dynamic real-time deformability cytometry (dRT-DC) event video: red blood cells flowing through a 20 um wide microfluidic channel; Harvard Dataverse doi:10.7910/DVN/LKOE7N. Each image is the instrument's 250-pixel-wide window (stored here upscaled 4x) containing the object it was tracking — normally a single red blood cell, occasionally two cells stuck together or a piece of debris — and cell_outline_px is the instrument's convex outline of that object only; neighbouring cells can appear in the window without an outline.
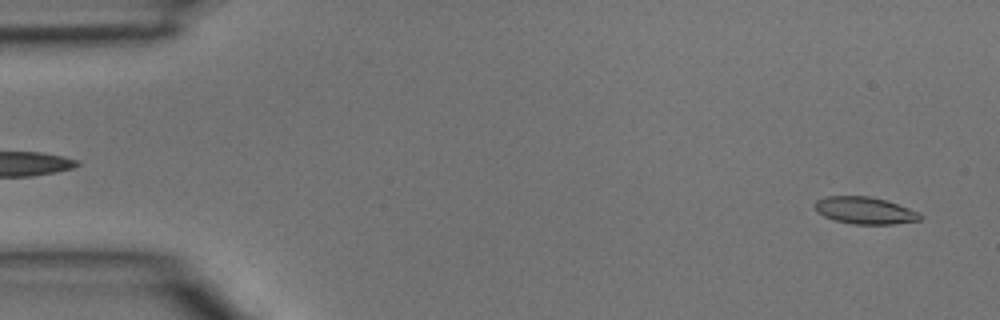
{"species": "common noctule bat (a hibernating species)", "species_latin": "Nyctalus noctula", "temperature_condition": "room temperature", "stored_images_in_passage": 4, "segment_of_instrument_passage": [2, 2], "camera_frame_rate_fps": 3000, "um_per_image_px": 0.085, "animal": {"sex": "male", "body_mass_g": 15.6}, "frame": {"image": 1, "passage_image": 4, "time_ms": 1.0, "image_size_px": [1000, 320], "cell_outline_px": [[924, 216], [920, 220], [892, 224], [852, 224], [836, 220], [824, 216], [816, 212], [816, 200], [828, 196], [868, 196], [884, 200], [920, 212]], "centroid_in_image_um": [73.53, 17.9], "position_along_channel_um": 11.5, "area_um2": 16.42}}